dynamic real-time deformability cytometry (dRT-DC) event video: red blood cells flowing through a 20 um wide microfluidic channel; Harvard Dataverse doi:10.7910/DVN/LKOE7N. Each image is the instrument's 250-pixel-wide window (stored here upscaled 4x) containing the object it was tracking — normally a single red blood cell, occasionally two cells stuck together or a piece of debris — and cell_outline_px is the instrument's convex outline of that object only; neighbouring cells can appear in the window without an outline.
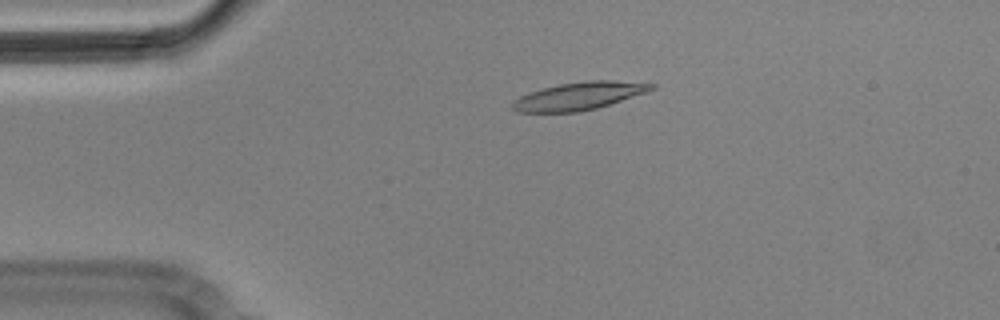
{"species": "Egyptian fruit bat (a non-hibernating species)", "species_latin": "Rousettus aegyptiacus", "temperature_condition": "cold", "stored_images_in_passage": 6, "camera_frame_rate_fps": 3000, "um_per_image_px": 0.085, "animal": {"sex": "male"}, "frame": {"image": 1, "passage_image": 4, "time_ms": 1.0, "image_size_px": [1000, 320], "cell_outline_px": [[656, 88], [648, 92], [596, 108], [580, 112], [516, 112], [512, 108], [512, 100], [520, 96], [544, 88], [560, 84], [584, 80], [612, 80], [656, 84]], "centroid_in_image_um": [49.23, 8.16], "position_along_channel_um": 35.8, "area_um2": 22.43}}